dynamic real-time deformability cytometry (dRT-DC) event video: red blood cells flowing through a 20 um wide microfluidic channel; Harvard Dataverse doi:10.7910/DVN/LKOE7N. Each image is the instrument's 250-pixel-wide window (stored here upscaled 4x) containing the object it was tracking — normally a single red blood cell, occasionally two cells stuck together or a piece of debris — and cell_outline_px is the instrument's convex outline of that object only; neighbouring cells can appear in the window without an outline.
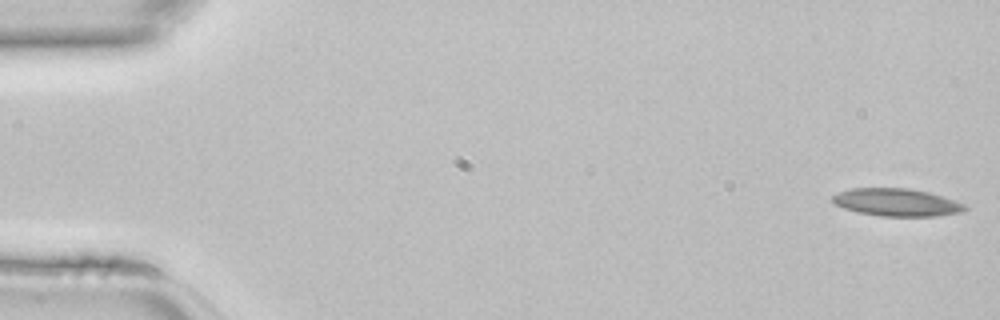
{"species": "common noctule bat (a hibernating species)", "species_latin": "Nyctalus noctula", "temperature_condition": "room temperature", "stored_images_in_passage": 45, "camera_frame_rate_fps": 3000, "um_per_image_px": 0.085, "animal": {"sex": "female", "body_mass_g": 22.7, "forearm_length_mm": 54.2}, "frame": {"image": 1, "passage_image": 1, "time_ms": 0.0, "image_size_px": [1000, 320], "cell_outline_px": [[968, 208], [960, 212], [936, 216], [880, 216], [856, 212], [844, 208], [836, 204], [832, 200], [832, 196], [840, 192], [852, 188], [908, 188], [928, 192], [964, 204]], "centroid_in_image_um": [76.19, 17.2], "position_along_channel_um": 8.8, "area_um2": 21.04}}
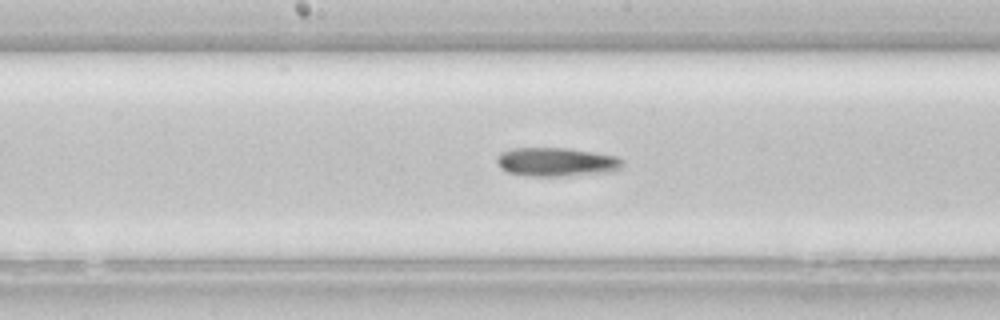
{"frame": {"image": 2, "passage_image": 23, "time_ms": 7.333, "image_size_px": [1000, 320], "cell_outline_px": [[624, 164], [620, 168], [612, 172], [564, 176], [524, 176], [508, 172], [500, 168], [496, 160], [496, 156], [500, 152], [512, 148], [568, 148], [616, 156]], "centroid_in_image_um": [47.25, 13.77], "position_along_channel_um": 201.0, "area_um2": 21.21}}
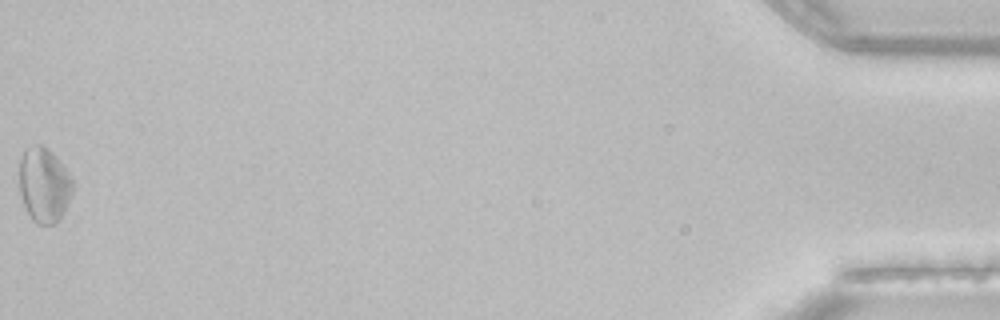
{"frame": {"image": 3, "passage_image": 45, "time_ms": 14.667, "image_size_px": [1000, 320], "cell_outline_px": [[72, 192], [56, 224], [36, 224], [32, 220], [24, 208], [20, 192], [20, 160], [24, 152], [36, 144], [40, 144], [48, 148], [52, 152], [64, 168], [72, 180]], "centroid_in_image_um": [3.71, 15.74], "position_along_channel_um": 431.5, "area_um2": 22.77}}